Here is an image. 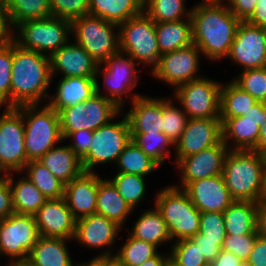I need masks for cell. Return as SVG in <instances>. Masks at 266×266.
<instances>
[{
	"label": "cell",
	"instance_id": "cell-3",
	"mask_svg": "<svg viewBox=\"0 0 266 266\" xmlns=\"http://www.w3.org/2000/svg\"><path fill=\"white\" fill-rule=\"evenodd\" d=\"M266 155L254 150H229L222 176L234 201L259 203L264 190Z\"/></svg>",
	"mask_w": 266,
	"mask_h": 266
},
{
	"label": "cell",
	"instance_id": "cell-42",
	"mask_svg": "<svg viewBox=\"0 0 266 266\" xmlns=\"http://www.w3.org/2000/svg\"><path fill=\"white\" fill-rule=\"evenodd\" d=\"M175 98H162V132L175 145L186 128L188 115L173 104Z\"/></svg>",
	"mask_w": 266,
	"mask_h": 266
},
{
	"label": "cell",
	"instance_id": "cell-50",
	"mask_svg": "<svg viewBox=\"0 0 266 266\" xmlns=\"http://www.w3.org/2000/svg\"><path fill=\"white\" fill-rule=\"evenodd\" d=\"M67 139H72V143H70L68 146L80 159H82L89 152L91 147L93 131L86 129L73 131L64 139V141Z\"/></svg>",
	"mask_w": 266,
	"mask_h": 266
},
{
	"label": "cell",
	"instance_id": "cell-8",
	"mask_svg": "<svg viewBox=\"0 0 266 266\" xmlns=\"http://www.w3.org/2000/svg\"><path fill=\"white\" fill-rule=\"evenodd\" d=\"M13 33L17 35L12 39L21 47L50 57L69 41L71 21L53 16L26 21L19 24Z\"/></svg>",
	"mask_w": 266,
	"mask_h": 266
},
{
	"label": "cell",
	"instance_id": "cell-61",
	"mask_svg": "<svg viewBox=\"0 0 266 266\" xmlns=\"http://www.w3.org/2000/svg\"><path fill=\"white\" fill-rule=\"evenodd\" d=\"M253 150L266 155V123L260 127L257 146Z\"/></svg>",
	"mask_w": 266,
	"mask_h": 266
},
{
	"label": "cell",
	"instance_id": "cell-39",
	"mask_svg": "<svg viewBox=\"0 0 266 266\" xmlns=\"http://www.w3.org/2000/svg\"><path fill=\"white\" fill-rule=\"evenodd\" d=\"M191 10L185 7V0H144V12L155 23L190 18Z\"/></svg>",
	"mask_w": 266,
	"mask_h": 266
},
{
	"label": "cell",
	"instance_id": "cell-46",
	"mask_svg": "<svg viewBox=\"0 0 266 266\" xmlns=\"http://www.w3.org/2000/svg\"><path fill=\"white\" fill-rule=\"evenodd\" d=\"M13 39L0 41V107H10Z\"/></svg>",
	"mask_w": 266,
	"mask_h": 266
},
{
	"label": "cell",
	"instance_id": "cell-45",
	"mask_svg": "<svg viewBox=\"0 0 266 266\" xmlns=\"http://www.w3.org/2000/svg\"><path fill=\"white\" fill-rule=\"evenodd\" d=\"M232 81L258 102L266 103V67L242 70Z\"/></svg>",
	"mask_w": 266,
	"mask_h": 266
},
{
	"label": "cell",
	"instance_id": "cell-33",
	"mask_svg": "<svg viewBox=\"0 0 266 266\" xmlns=\"http://www.w3.org/2000/svg\"><path fill=\"white\" fill-rule=\"evenodd\" d=\"M155 29L161 55L193 44L191 17L180 21L155 23Z\"/></svg>",
	"mask_w": 266,
	"mask_h": 266
},
{
	"label": "cell",
	"instance_id": "cell-60",
	"mask_svg": "<svg viewBox=\"0 0 266 266\" xmlns=\"http://www.w3.org/2000/svg\"><path fill=\"white\" fill-rule=\"evenodd\" d=\"M169 261L170 254L164 255L163 253V255H161V253L158 252L154 257L147 259L139 266H166Z\"/></svg>",
	"mask_w": 266,
	"mask_h": 266
},
{
	"label": "cell",
	"instance_id": "cell-12",
	"mask_svg": "<svg viewBox=\"0 0 266 266\" xmlns=\"http://www.w3.org/2000/svg\"><path fill=\"white\" fill-rule=\"evenodd\" d=\"M130 141V126L125 115L121 121H110L94 130L89 152L81 159L84 171L95 172V166L117 162Z\"/></svg>",
	"mask_w": 266,
	"mask_h": 266
},
{
	"label": "cell",
	"instance_id": "cell-13",
	"mask_svg": "<svg viewBox=\"0 0 266 266\" xmlns=\"http://www.w3.org/2000/svg\"><path fill=\"white\" fill-rule=\"evenodd\" d=\"M222 83L201 77L179 85L174 98L189 118H220Z\"/></svg>",
	"mask_w": 266,
	"mask_h": 266
},
{
	"label": "cell",
	"instance_id": "cell-54",
	"mask_svg": "<svg viewBox=\"0 0 266 266\" xmlns=\"http://www.w3.org/2000/svg\"><path fill=\"white\" fill-rule=\"evenodd\" d=\"M250 266H266V238L258 234L246 261Z\"/></svg>",
	"mask_w": 266,
	"mask_h": 266
},
{
	"label": "cell",
	"instance_id": "cell-34",
	"mask_svg": "<svg viewBox=\"0 0 266 266\" xmlns=\"http://www.w3.org/2000/svg\"><path fill=\"white\" fill-rule=\"evenodd\" d=\"M144 12V0H90L89 14L121 24Z\"/></svg>",
	"mask_w": 266,
	"mask_h": 266
},
{
	"label": "cell",
	"instance_id": "cell-37",
	"mask_svg": "<svg viewBox=\"0 0 266 266\" xmlns=\"http://www.w3.org/2000/svg\"><path fill=\"white\" fill-rule=\"evenodd\" d=\"M23 172L47 199L64 197L65 184L56 178L40 161H28L21 173Z\"/></svg>",
	"mask_w": 266,
	"mask_h": 266
},
{
	"label": "cell",
	"instance_id": "cell-24",
	"mask_svg": "<svg viewBox=\"0 0 266 266\" xmlns=\"http://www.w3.org/2000/svg\"><path fill=\"white\" fill-rule=\"evenodd\" d=\"M125 114L131 133L162 132V97L139 96Z\"/></svg>",
	"mask_w": 266,
	"mask_h": 266
},
{
	"label": "cell",
	"instance_id": "cell-5",
	"mask_svg": "<svg viewBox=\"0 0 266 266\" xmlns=\"http://www.w3.org/2000/svg\"><path fill=\"white\" fill-rule=\"evenodd\" d=\"M154 203L167 223L172 242L191 239L199 232L201 212L183 189L170 184L156 193Z\"/></svg>",
	"mask_w": 266,
	"mask_h": 266
},
{
	"label": "cell",
	"instance_id": "cell-41",
	"mask_svg": "<svg viewBox=\"0 0 266 266\" xmlns=\"http://www.w3.org/2000/svg\"><path fill=\"white\" fill-rule=\"evenodd\" d=\"M145 178V176L117 172L113 178L109 179L126 203L134 210L144 200L146 194Z\"/></svg>",
	"mask_w": 266,
	"mask_h": 266
},
{
	"label": "cell",
	"instance_id": "cell-9",
	"mask_svg": "<svg viewBox=\"0 0 266 266\" xmlns=\"http://www.w3.org/2000/svg\"><path fill=\"white\" fill-rule=\"evenodd\" d=\"M120 50L128 53L139 65L151 71L160 59L155 22L145 13L119 24Z\"/></svg>",
	"mask_w": 266,
	"mask_h": 266
},
{
	"label": "cell",
	"instance_id": "cell-63",
	"mask_svg": "<svg viewBox=\"0 0 266 266\" xmlns=\"http://www.w3.org/2000/svg\"><path fill=\"white\" fill-rule=\"evenodd\" d=\"M105 266H124L115 256H105Z\"/></svg>",
	"mask_w": 266,
	"mask_h": 266
},
{
	"label": "cell",
	"instance_id": "cell-57",
	"mask_svg": "<svg viewBox=\"0 0 266 266\" xmlns=\"http://www.w3.org/2000/svg\"><path fill=\"white\" fill-rule=\"evenodd\" d=\"M242 116H248L250 119L256 121L258 126H263L266 123V103L257 102L251 108L250 111L244 113Z\"/></svg>",
	"mask_w": 266,
	"mask_h": 266
},
{
	"label": "cell",
	"instance_id": "cell-35",
	"mask_svg": "<svg viewBox=\"0 0 266 266\" xmlns=\"http://www.w3.org/2000/svg\"><path fill=\"white\" fill-rule=\"evenodd\" d=\"M222 83L220 90V118H235L250 111L258 101L232 80Z\"/></svg>",
	"mask_w": 266,
	"mask_h": 266
},
{
	"label": "cell",
	"instance_id": "cell-69",
	"mask_svg": "<svg viewBox=\"0 0 266 266\" xmlns=\"http://www.w3.org/2000/svg\"><path fill=\"white\" fill-rule=\"evenodd\" d=\"M241 266H250V265L245 262Z\"/></svg>",
	"mask_w": 266,
	"mask_h": 266
},
{
	"label": "cell",
	"instance_id": "cell-58",
	"mask_svg": "<svg viewBox=\"0 0 266 266\" xmlns=\"http://www.w3.org/2000/svg\"><path fill=\"white\" fill-rule=\"evenodd\" d=\"M247 22L259 27L266 25V0H257L255 11Z\"/></svg>",
	"mask_w": 266,
	"mask_h": 266
},
{
	"label": "cell",
	"instance_id": "cell-27",
	"mask_svg": "<svg viewBox=\"0 0 266 266\" xmlns=\"http://www.w3.org/2000/svg\"><path fill=\"white\" fill-rule=\"evenodd\" d=\"M38 161L65 185L84 171L81 159L68 145L54 146Z\"/></svg>",
	"mask_w": 266,
	"mask_h": 266
},
{
	"label": "cell",
	"instance_id": "cell-2",
	"mask_svg": "<svg viewBox=\"0 0 266 266\" xmlns=\"http://www.w3.org/2000/svg\"><path fill=\"white\" fill-rule=\"evenodd\" d=\"M51 81L50 57L25 49L13 40L10 107L40 104L42 98L48 100Z\"/></svg>",
	"mask_w": 266,
	"mask_h": 266
},
{
	"label": "cell",
	"instance_id": "cell-18",
	"mask_svg": "<svg viewBox=\"0 0 266 266\" xmlns=\"http://www.w3.org/2000/svg\"><path fill=\"white\" fill-rule=\"evenodd\" d=\"M222 141L220 118H189L181 138L175 144V160L195 154Z\"/></svg>",
	"mask_w": 266,
	"mask_h": 266
},
{
	"label": "cell",
	"instance_id": "cell-36",
	"mask_svg": "<svg viewBox=\"0 0 266 266\" xmlns=\"http://www.w3.org/2000/svg\"><path fill=\"white\" fill-rule=\"evenodd\" d=\"M7 15L14 30L26 21L51 17L50 0H7Z\"/></svg>",
	"mask_w": 266,
	"mask_h": 266
},
{
	"label": "cell",
	"instance_id": "cell-64",
	"mask_svg": "<svg viewBox=\"0 0 266 266\" xmlns=\"http://www.w3.org/2000/svg\"><path fill=\"white\" fill-rule=\"evenodd\" d=\"M5 266H33V265H31L27 261H19V262H16V263H9V264H7Z\"/></svg>",
	"mask_w": 266,
	"mask_h": 266
},
{
	"label": "cell",
	"instance_id": "cell-11",
	"mask_svg": "<svg viewBox=\"0 0 266 266\" xmlns=\"http://www.w3.org/2000/svg\"><path fill=\"white\" fill-rule=\"evenodd\" d=\"M2 113L0 115V174H18L28 162L24 145L23 113L17 107H5Z\"/></svg>",
	"mask_w": 266,
	"mask_h": 266
},
{
	"label": "cell",
	"instance_id": "cell-29",
	"mask_svg": "<svg viewBox=\"0 0 266 266\" xmlns=\"http://www.w3.org/2000/svg\"><path fill=\"white\" fill-rule=\"evenodd\" d=\"M133 209L119 194L110 179L101 178L98 186L96 213L105 216L123 228Z\"/></svg>",
	"mask_w": 266,
	"mask_h": 266
},
{
	"label": "cell",
	"instance_id": "cell-59",
	"mask_svg": "<svg viewBox=\"0 0 266 266\" xmlns=\"http://www.w3.org/2000/svg\"><path fill=\"white\" fill-rule=\"evenodd\" d=\"M258 233L266 238V202L260 201L258 205V220H257Z\"/></svg>",
	"mask_w": 266,
	"mask_h": 266
},
{
	"label": "cell",
	"instance_id": "cell-22",
	"mask_svg": "<svg viewBox=\"0 0 266 266\" xmlns=\"http://www.w3.org/2000/svg\"><path fill=\"white\" fill-rule=\"evenodd\" d=\"M52 78L59 72L63 77H96L98 63L75 41H68L50 56Z\"/></svg>",
	"mask_w": 266,
	"mask_h": 266
},
{
	"label": "cell",
	"instance_id": "cell-14",
	"mask_svg": "<svg viewBox=\"0 0 266 266\" xmlns=\"http://www.w3.org/2000/svg\"><path fill=\"white\" fill-rule=\"evenodd\" d=\"M40 235L33 215L13 213L0 220V255L10 263L27 261Z\"/></svg>",
	"mask_w": 266,
	"mask_h": 266
},
{
	"label": "cell",
	"instance_id": "cell-68",
	"mask_svg": "<svg viewBox=\"0 0 266 266\" xmlns=\"http://www.w3.org/2000/svg\"><path fill=\"white\" fill-rule=\"evenodd\" d=\"M203 1H224V0H203Z\"/></svg>",
	"mask_w": 266,
	"mask_h": 266
},
{
	"label": "cell",
	"instance_id": "cell-53",
	"mask_svg": "<svg viewBox=\"0 0 266 266\" xmlns=\"http://www.w3.org/2000/svg\"><path fill=\"white\" fill-rule=\"evenodd\" d=\"M191 239L199 247L208 264H210L222 250L218 245V240L202 239V234L199 232Z\"/></svg>",
	"mask_w": 266,
	"mask_h": 266
},
{
	"label": "cell",
	"instance_id": "cell-56",
	"mask_svg": "<svg viewBox=\"0 0 266 266\" xmlns=\"http://www.w3.org/2000/svg\"><path fill=\"white\" fill-rule=\"evenodd\" d=\"M243 263L238 256L222 249L209 266H241Z\"/></svg>",
	"mask_w": 266,
	"mask_h": 266
},
{
	"label": "cell",
	"instance_id": "cell-1",
	"mask_svg": "<svg viewBox=\"0 0 266 266\" xmlns=\"http://www.w3.org/2000/svg\"><path fill=\"white\" fill-rule=\"evenodd\" d=\"M192 39L213 62L226 59L240 20L223 1H204L192 7Z\"/></svg>",
	"mask_w": 266,
	"mask_h": 266
},
{
	"label": "cell",
	"instance_id": "cell-48",
	"mask_svg": "<svg viewBox=\"0 0 266 266\" xmlns=\"http://www.w3.org/2000/svg\"><path fill=\"white\" fill-rule=\"evenodd\" d=\"M90 0H50L51 15L73 21L89 14Z\"/></svg>",
	"mask_w": 266,
	"mask_h": 266
},
{
	"label": "cell",
	"instance_id": "cell-67",
	"mask_svg": "<svg viewBox=\"0 0 266 266\" xmlns=\"http://www.w3.org/2000/svg\"><path fill=\"white\" fill-rule=\"evenodd\" d=\"M166 266H176L173 262L169 261Z\"/></svg>",
	"mask_w": 266,
	"mask_h": 266
},
{
	"label": "cell",
	"instance_id": "cell-16",
	"mask_svg": "<svg viewBox=\"0 0 266 266\" xmlns=\"http://www.w3.org/2000/svg\"><path fill=\"white\" fill-rule=\"evenodd\" d=\"M227 58L242 70L266 67V41L262 27L241 21Z\"/></svg>",
	"mask_w": 266,
	"mask_h": 266
},
{
	"label": "cell",
	"instance_id": "cell-43",
	"mask_svg": "<svg viewBox=\"0 0 266 266\" xmlns=\"http://www.w3.org/2000/svg\"><path fill=\"white\" fill-rule=\"evenodd\" d=\"M128 235L126 242L114 254L124 266H139L158 253L155 245Z\"/></svg>",
	"mask_w": 266,
	"mask_h": 266
},
{
	"label": "cell",
	"instance_id": "cell-49",
	"mask_svg": "<svg viewBox=\"0 0 266 266\" xmlns=\"http://www.w3.org/2000/svg\"><path fill=\"white\" fill-rule=\"evenodd\" d=\"M258 234V230L256 229L252 234L241 236L227 235L223 241L222 249L235 254L242 261L246 262Z\"/></svg>",
	"mask_w": 266,
	"mask_h": 266
},
{
	"label": "cell",
	"instance_id": "cell-10",
	"mask_svg": "<svg viewBox=\"0 0 266 266\" xmlns=\"http://www.w3.org/2000/svg\"><path fill=\"white\" fill-rule=\"evenodd\" d=\"M136 65L139 64L128 53L119 50L100 64L96 71L95 80L99 81L98 76L101 73L103 75L101 77L104 79L106 88V93L103 96L113 101L122 111L129 96L130 102L142 96L132 91L140 80Z\"/></svg>",
	"mask_w": 266,
	"mask_h": 266
},
{
	"label": "cell",
	"instance_id": "cell-7",
	"mask_svg": "<svg viewBox=\"0 0 266 266\" xmlns=\"http://www.w3.org/2000/svg\"><path fill=\"white\" fill-rule=\"evenodd\" d=\"M101 91L96 80V94L74 107H67L58 112L63 140L73 131H94L120 115L122 110L113 101L105 98Z\"/></svg>",
	"mask_w": 266,
	"mask_h": 266
},
{
	"label": "cell",
	"instance_id": "cell-51",
	"mask_svg": "<svg viewBox=\"0 0 266 266\" xmlns=\"http://www.w3.org/2000/svg\"><path fill=\"white\" fill-rule=\"evenodd\" d=\"M224 3L240 21H247L255 11L257 0H225Z\"/></svg>",
	"mask_w": 266,
	"mask_h": 266
},
{
	"label": "cell",
	"instance_id": "cell-19",
	"mask_svg": "<svg viewBox=\"0 0 266 266\" xmlns=\"http://www.w3.org/2000/svg\"><path fill=\"white\" fill-rule=\"evenodd\" d=\"M122 229L114 221L95 213L76 220L74 240L87 248H105L106 251L99 253L100 256H114L111 248L115 245L118 233Z\"/></svg>",
	"mask_w": 266,
	"mask_h": 266
},
{
	"label": "cell",
	"instance_id": "cell-4",
	"mask_svg": "<svg viewBox=\"0 0 266 266\" xmlns=\"http://www.w3.org/2000/svg\"><path fill=\"white\" fill-rule=\"evenodd\" d=\"M25 104L17 106L23 113L25 151L28 161H38L47 151L63 140L59 114L48 104Z\"/></svg>",
	"mask_w": 266,
	"mask_h": 266
},
{
	"label": "cell",
	"instance_id": "cell-21",
	"mask_svg": "<svg viewBox=\"0 0 266 266\" xmlns=\"http://www.w3.org/2000/svg\"><path fill=\"white\" fill-rule=\"evenodd\" d=\"M183 190L200 212L223 213L234 202L222 175L195 180Z\"/></svg>",
	"mask_w": 266,
	"mask_h": 266
},
{
	"label": "cell",
	"instance_id": "cell-25",
	"mask_svg": "<svg viewBox=\"0 0 266 266\" xmlns=\"http://www.w3.org/2000/svg\"><path fill=\"white\" fill-rule=\"evenodd\" d=\"M96 77H62L57 83L56 93L49 97L47 104L59 112L74 107L96 94Z\"/></svg>",
	"mask_w": 266,
	"mask_h": 266
},
{
	"label": "cell",
	"instance_id": "cell-44",
	"mask_svg": "<svg viewBox=\"0 0 266 266\" xmlns=\"http://www.w3.org/2000/svg\"><path fill=\"white\" fill-rule=\"evenodd\" d=\"M170 261L176 266H209L199 247L192 239H182L171 244Z\"/></svg>",
	"mask_w": 266,
	"mask_h": 266
},
{
	"label": "cell",
	"instance_id": "cell-26",
	"mask_svg": "<svg viewBox=\"0 0 266 266\" xmlns=\"http://www.w3.org/2000/svg\"><path fill=\"white\" fill-rule=\"evenodd\" d=\"M220 119L222 121V141L229 150H253L257 146L260 126L255 120L248 116Z\"/></svg>",
	"mask_w": 266,
	"mask_h": 266
},
{
	"label": "cell",
	"instance_id": "cell-20",
	"mask_svg": "<svg viewBox=\"0 0 266 266\" xmlns=\"http://www.w3.org/2000/svg\"><path fill=\"white\" fill-rule=\"evenodd\" d=\"M34 217L41 237L74 239L76 219L64 197L48 199Z\"/></svg>",
	"mask_w": 266,
	"mask_h": 266
},
{
	"label": "cell",
	"instance_id": "cell-66",
	"mask_svg": "<svg viewBox=\"0 0 266 266\" xmlns=\"http://www.w3.org/2000/svg\"><path fill=\"white\" fill-rule=\"evenodd\" d=\"M262 30H263L264 38H265V41H266V25L262 26Z\"/></svg>",
	"mask_w": 266,
	"mask_h": 266
},
{
	"label": "cell",
	"instance_id": "cell-17",
	"mask_svg": "<svg viewBox=\"0 0 266 266\" xmlns=\"http://www.w3.org/2000/svg\"><path fill=\"white\" fill-rule=\"evenodd\" d=\"M228 152V146L221 141L217 145L181 158L175 163L177 169L181 172V184L179 183V186H174L184 189L189 183L195 180L222 175L225 158Z\"/></svg>",
	"mask_w": 266,
	"mask_h": 266
},
{
	"label": "cell",
	"instance_id": "cell-65",
	"mask_svg": "<svg viewBox=\"0 0 266 266\" xmlns=\"http://www.w3.org/2000/svg\"><path fill=\"white\" fill-rule=\"evenodd\" d=\"M261 201L266 202V168H265V172H264V190H263V194L261 197Z\"/></svg>",
	"mask_w": 266,
	"mask_h": 266
},
{
	"label": "cell",
	"instance_id": "cell-30",
	"mask_svg": "<svg viewBox=\"0 0 266 266\" xmlns=\"http://www.w3.org/2000/svg\"><path fill=\"white\" fill-rule=\"evenodd\" d=\"M258 205L252 201H234L223 212L227 235L252 234L257 229Z\"/></svg>",
	"mask_w": 266,
	"mask_h": 266
},
{
	"label": "cell",
	"instance_id": "cell-62",
	"mask_svg": "<svg viewBox=\"0 0 266 266\" xmlns=\"http://www.w3.org/2000/svg\"><path fill=\"white\" fill-rule=\"evenodd\" d=\"M75 266H105V256L97 255L89 262L76 263Z\"/></svg>",
	"mask_w": 266,
	"mask_h": 266
},
{
	"label": "cell",
	"instance_id": "cell-52",
	"mask_svg": "<svg viewBox=\"0 0 266 266\" xmlns=\"http://www.w3.org/2000/svg\"><path fill=\"white\" fill-rule=\"evenodd\" d=\"M13 213L12 191L9 180L4 175H0V220Z\"/></svg>",
	"mask_w": 266,
	"mask_h": 266
},
{
	"label": "cell",
	"instance_id": "cell-31",
	"mask_svg": "<svg viewBox=\"0 0 266 266\" xmlns=\"http://www.w3.org/2000/svg\"><path fill=\"white\" fill-rule=\"evenodd\" d=\"M153 208L140 214L141 216L136 219L129 234L136 239L153 244L156 247L164 243H172L167 223L157 208Z\"/></svg>",
	"mask_w": 266,
	"mask_h": 266
},
{
	"label": "cell",
	"instance_id": "cell-47",
	"mask_svg": "<svg viewBox=\"0 0 266 266\" xmlns=\"http://www.w3.org/2000/svg\"><path fill=\"white\" fill-rule=\"evenodd\" d=\"M199 233L202 234V239L218 240V245L222 248L227 236L223 213L201 212Z\"/></svg>",
	"mask_w": 266,
	"mask_h": 266
},
{
	"label": "cell",
	"instance_id": "cell-15",
	"mask_svg": "<svg viewBox=\"0 0 266 266\" xmlns=\"http://www.w3.org/2000/svg\"><path fill=\"white\" fill-rule=\"evenodd\" d=\"M202 55L194 43L190 46L160 55L156 67L151 71L154 78L172 85L174 90L181 84L199 79V59Z\"/></svg>",
	"mask_w": 266,
	"mask_h": 266
},
{
	"label": "cell",
	"instance_id": "cell-28",
	"mask_svg": "<svg viewBox=\"0 0 266 266\" xmlns=\"http://www.w3.org/2000/svg\"><path fill=\"white\" fill-rule=\"evenodd\" d=\"M72 239L39 237L28 255L33 266H75L70 258L67 242Z\"/></svg>",
	"mask_w": 266,
	"mask_h": 266
},
{
	"label": "cell",
	"instance_id": "cell-32",
	"mask_svg": "<svg viewBox=\"0 0 266 266\" xmlns=\"http://www.w3.org/2000/svg\"><path fill=\"white\" fill-rule=\"evenodd\" d=\"M10 183L14 213L35 215L48 200L43 193L26 177L17 181L10 173L4 175Z\"/></svg>",
	"mask_w": 266,
	"mask_h": 266
},
{
	"label": "cell",
	"instance_id": "cell-6",
	"mask_svg": "<svg viewBox=\"0 0 266 266\" xmlns=\"http://www.w3.org/2000/svg\"><path fill=\"white\" fill-rule=\"evenodd\" d=\"M71 35L98 65L120 50L119 24L97 16L88 14L74 19Z\"/></svg>",
	"mask_w": 266,
	"mask_h": 266
},
{
	"label": "cell",
	"instance_id": "cell-23",
	"mask_svg": "<svg viewBox=\"0 0 266 266\" xmlns=\"http://www.w3.org/2000/svg\"><path fill=\"white\" fill-rule=\"evenodd\" d=\"M100 179L96 171H83L65 185L64 198L76 220L96 213Z\"/></svg>",
	"mask_w": 266,
	"mask_h": 266
},
{
	"label": "cell",
	"instance_id": "cell-40",
	"mask_svg": "<svg viewBox=\"0 0 266 266\" xmlns=\"http://www.w3.org/2000/svg\"><path fill=\"white\" fill-rule=\"evenodd\" d=\"M131 140L159 166L169 157V147L175 146L163 132L131 133Z\"/></svg>",
	"mask_w": 266,
	"mask_h": 266
},
{
	"label": "cell",
	"instance_id": "cell-55",
	"mask_svg": "<svg viewBox=\"0 0 266 266\" xmlns=\"http://www.w3.org/2000/svg\"><path fill=\"white\" fill-rule=\"evenodd\" d=\"M13 35L15 34L8 19L6 0H0V41H7Z\"/></svg>",
	"mask_w": 266,
	"mask_h": 266
},
{
	"label": "cell",
	"instance_id": "cell-38",
	"mask_svg": "<svg viewBox=\"0 0 266 266\" xmlns=\"http://www.w3.org/2000/svg\"><path fill=\"white\" fill-rule=\"evenodd\" d=\"M117 172L147 176L160 167L153 159L143 152L132 140L123 149L115 163Z\"/></svg>",
	"mask_w": 266,
	"mask_h": 266
}]
</instances>
